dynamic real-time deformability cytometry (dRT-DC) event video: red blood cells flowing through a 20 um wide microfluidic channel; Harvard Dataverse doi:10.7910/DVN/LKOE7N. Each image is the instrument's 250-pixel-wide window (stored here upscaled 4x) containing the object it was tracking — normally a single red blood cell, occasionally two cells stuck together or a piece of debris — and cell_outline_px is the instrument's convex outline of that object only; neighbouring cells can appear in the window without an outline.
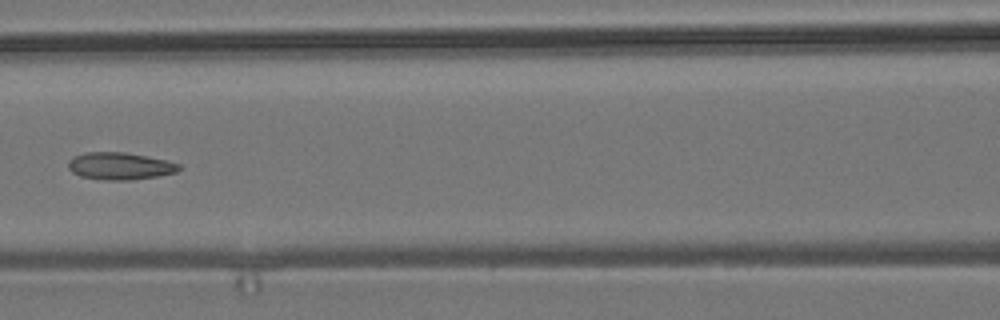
{"species": "common noctule bat (a hibernating species)", "species_latin": "Nyctalus noctula", "temperature_condition": "room temperature", "stored_images_in_passage": 8, "camera_frame_rate_fps": 3000, "um_per_image_px": 0.085, "animal": {"sex": "male", "body_mass_g": 19.2, "forearm_length_mm": 51.8}, "frame": {"image": 1, "passage_image": 7, "time_ms": 7.0, "image_size_px": [1000, 320], "cell_outline_px": [[180, 168], [176, 172], [156, 176], [132, 180], [104, 180], [80, 176], [72, 172], [68, 168], [68, 160], [72, 156], [84, 152], [124, 152], [168, 160], [180, 164]], "centroid_in_image_um": [10.16, 14.11], "position_along_channel_um": 156.4, "area_um2": 17.69}}
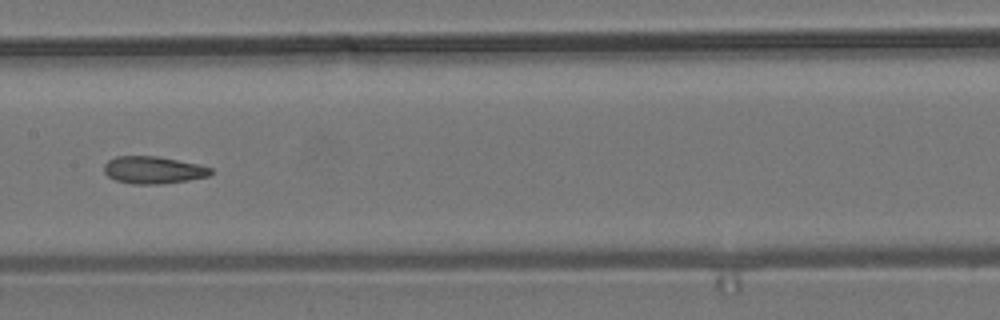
{"frame": {"image": 2, "passage_image": 8, "time_ms": 8.0, "image_size_px": [1000, 320], "cell_outline_px": [[212, 172], [208, 176], [188, 180], [160, 184], [132, 184], [116, 180], [108, 176], [104, 172], [104, 164], [108, 160], [116, 156], [156, 156], [200, 164], [212, 168]], "centroid_in_image_um": [13.02, 14.45], "position_along_channel_um": 194.4, "area_um2": 16.99}}